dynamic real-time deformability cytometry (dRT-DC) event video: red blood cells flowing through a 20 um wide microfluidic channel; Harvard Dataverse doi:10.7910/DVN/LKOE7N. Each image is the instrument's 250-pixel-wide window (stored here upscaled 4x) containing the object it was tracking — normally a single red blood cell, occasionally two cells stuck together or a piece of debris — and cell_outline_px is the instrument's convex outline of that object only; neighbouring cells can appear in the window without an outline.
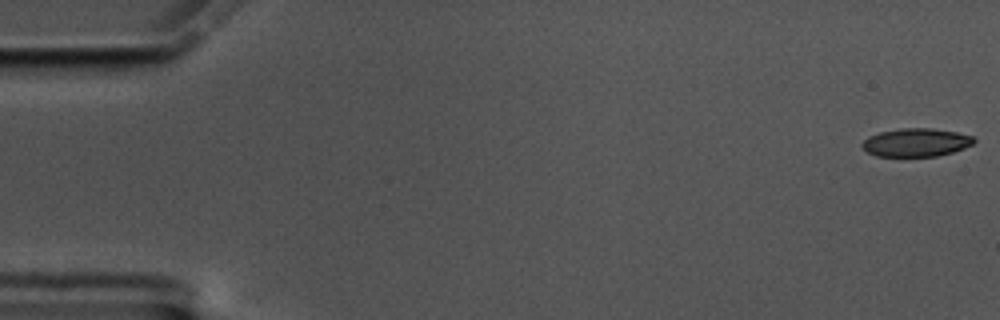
{"species": "common noctule bat (a hibernating species)", "species_latin": "Nyctalus noctula", "temperature_condition": "cold", "stored_images_in_passage": 11, "camera_frame_rate_fps": 3000, "um_per_image_px": 0.085, "animal": {"sex": "male", "body_mass_g": 17.5, "forearm_length_mm": 52.3}, "frame": {"image": 1, "passage_image": 1, "time_ms": 0.0, "image_size_px": [1000, 320], "cell_outline_px": [[976, 140], [972, 144], [964, 148], [952, 152], [936, 156], [876, 156], [868, 152], [860, 144], [868, 136], [880, 132], [900, 128], [932, 128], [956, 132], [972, 136]], "centroid_in_image_um": [77.85, 12.1], "position_along_channel_um": 7.1, "area_um2": 18.32}}